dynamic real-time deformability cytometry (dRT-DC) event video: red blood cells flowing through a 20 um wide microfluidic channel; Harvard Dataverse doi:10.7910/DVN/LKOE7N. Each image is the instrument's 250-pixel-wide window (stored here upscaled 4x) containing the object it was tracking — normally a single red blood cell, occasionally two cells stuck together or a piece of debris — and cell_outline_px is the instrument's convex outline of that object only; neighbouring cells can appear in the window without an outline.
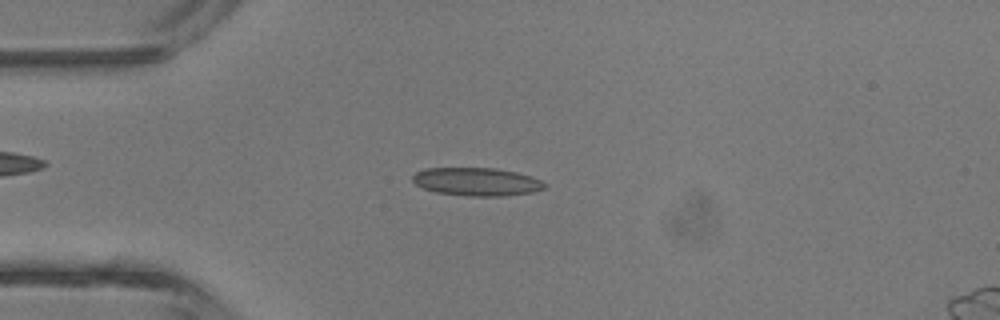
{"species": "common noctule bat (a hibernating species)", "species_latin": "Nyctalus noctula", "temperature_condition": "room temperature", "stored_images_in_passage": 2, "camera_frame_rate_fps": 3000, "um_per_image_px": 0.085, "animal": {"sex": "male", "body_mass_g": 13.3}, "frame": {"image": 1, "passage_image": 2, "time_ms": 2.0, "image_size_px": [1000, 320], "cell_outline_px": [[548, 184], [544, 188], [532, 192], [504, 196], [468, 196], [436, 192], [424, 188], [416, 184], [412, 180], [412, 176], [416, 172], [424, 168], [496, 168], [516, 172], [532, 176]], "centroid_in_image_um": [40.53, 15.44], "position_along_channel_um": 44.5, "area_um2": 21.68}}